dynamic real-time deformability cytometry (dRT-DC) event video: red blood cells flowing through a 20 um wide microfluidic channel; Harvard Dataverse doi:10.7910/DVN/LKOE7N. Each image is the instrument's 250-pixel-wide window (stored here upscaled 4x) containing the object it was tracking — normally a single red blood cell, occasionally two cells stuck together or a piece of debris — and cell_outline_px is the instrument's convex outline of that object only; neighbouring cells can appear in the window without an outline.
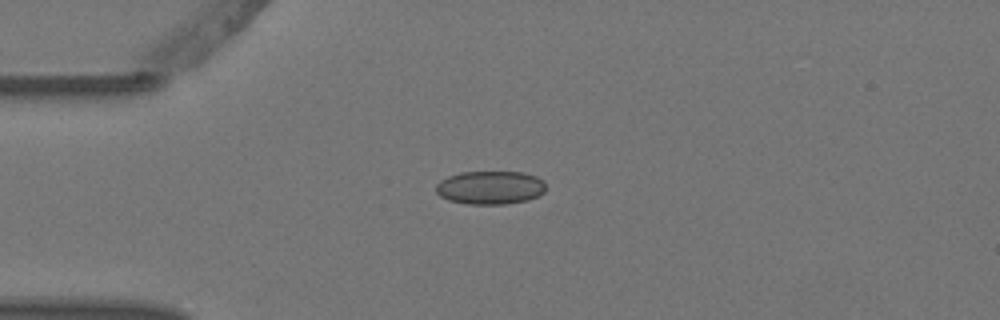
{"species": "Egyptian fruit bat (a non-hibernating species)", "species_latin": "Rousettus aegyptiacus", "temperature_condition": "warm", "stored_images_in_passage": 2, "camera_frame_rate_fps": 3000, "um_per_image_px": 0.085, "animal": {"sex": "female"}, "frame": {"image": 1, "passage_image": 1, "time_ms": 0.0, "image_size_px": [1000, 320], "cell_outline_px": [[544, 192], [528, 200], [504, 204], [468, 204], [448, 200], [440, 196], [436, 192], [436, 184], [440, 180], [448, 176], [460, 172], [524, 172], [536, 176], [544, 180]], "centroid_in_image_um": [41.65, 15.94], "position_along_channel_um": 43.3, "area_um2": 21.44}}